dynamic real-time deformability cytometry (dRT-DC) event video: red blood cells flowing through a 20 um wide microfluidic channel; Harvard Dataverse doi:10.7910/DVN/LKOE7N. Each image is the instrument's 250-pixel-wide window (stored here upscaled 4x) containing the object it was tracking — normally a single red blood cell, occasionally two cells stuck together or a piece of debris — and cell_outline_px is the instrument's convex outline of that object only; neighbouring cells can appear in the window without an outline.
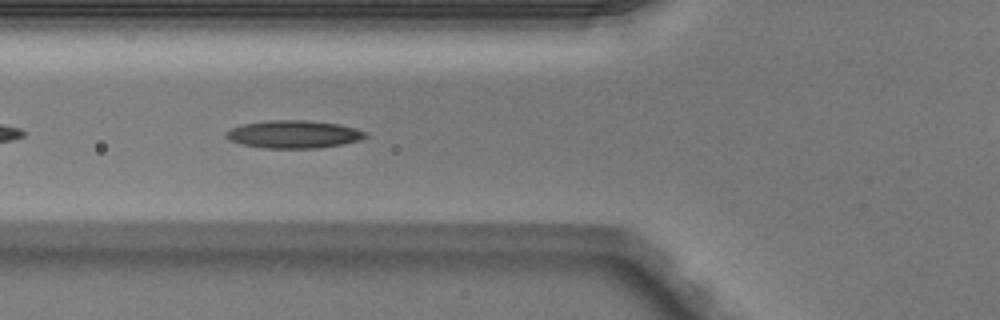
{"species": "Egyptian fruit bat (a non-hibernating species)", "species_latin": "Rousettus aegyptiacus", "temperature_condition": "warm", "stored_images_in_passage": 32, "camera_frame_rate_fps": 3000, "um_per_image_px": 0.085, "animal": {"sex": "male"}, "frame": {"image": 1, "passage_image": 5, "time_ms": 1.333, "image_size_px": [1000, 320], "cell_outline_px": [[368, 136], [360, 140], [340, 144], [316, 148], [264, 148], [244, 144], [232, 140], [228, 136], [228, 132], [232, 128], [244, 124], [268, 120], [308, 120], [340, 124], [356, 128], [368, 132]], "centroid_in_image_um": [25.06, 11.4], "position_along_channel_um": 100.7, "area_um2": 22.25}}
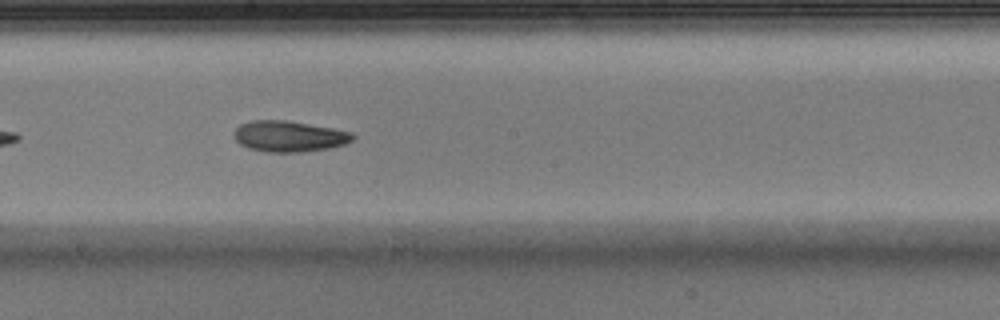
{"frame": {"image": 2, "passage_image": 14, "time_ms": 4.333, "image_size_px": [1000, 320], "cell_outline_px": [[356, 136], [352, 140], [344, 144], [328, 148], [300, 152], [264, 152], [248, 148], [240, 144], [236, 140], [232, 132], [240, 124], [252, 120], [288, 120], [332, 128], [352, 132]], "centroid_in_image_um": [24.54, 11.58], "position_along_channel_um": 223.7, "area_um2": 21.5}}